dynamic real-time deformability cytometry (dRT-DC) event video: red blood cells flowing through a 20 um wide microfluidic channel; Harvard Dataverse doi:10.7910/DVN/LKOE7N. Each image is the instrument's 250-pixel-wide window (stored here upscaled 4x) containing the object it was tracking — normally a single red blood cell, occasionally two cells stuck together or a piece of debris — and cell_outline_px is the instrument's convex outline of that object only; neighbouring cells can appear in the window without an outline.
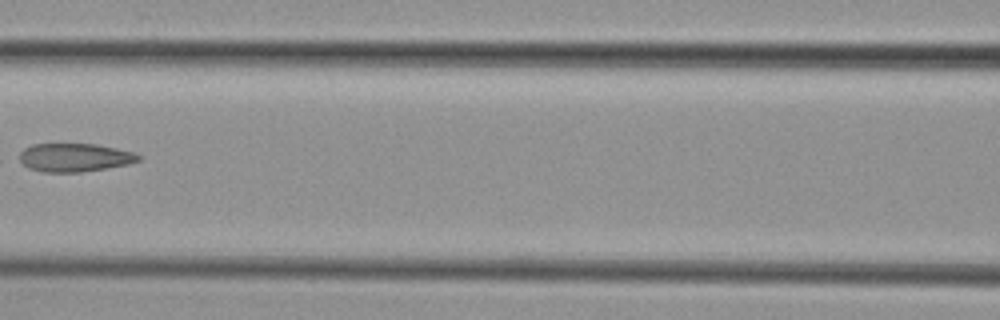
{"species": "common noctule bat (a hibernating species)", "species_latin": "Nyctalus noctula", "temperature_condition": "cold", "stored_images_in_passage": 6, "camera_frame_rate_fps": 3000, "um_per_image_px": 0.085, "animal": {"sex": "female", "body_mass_g": 29.2, "forearm_length_mm": 56.3}, "frame": {"image": 1, "passage_image": 6, "time_ms": 6.0, "image_size_px": [1000, 320], "cell_outline_px": [[140, 160], [128, 164], [80, 172], [40, 172], [28, 168], [16, 160], [20, 152], [24, 148], [32, 144], [96, 144], [136, 152], [140, 156]], "centroid_in_image_um": [6.28, 13.38], "position_along_channel_um": 160.3, "area_um2": 19.88}}